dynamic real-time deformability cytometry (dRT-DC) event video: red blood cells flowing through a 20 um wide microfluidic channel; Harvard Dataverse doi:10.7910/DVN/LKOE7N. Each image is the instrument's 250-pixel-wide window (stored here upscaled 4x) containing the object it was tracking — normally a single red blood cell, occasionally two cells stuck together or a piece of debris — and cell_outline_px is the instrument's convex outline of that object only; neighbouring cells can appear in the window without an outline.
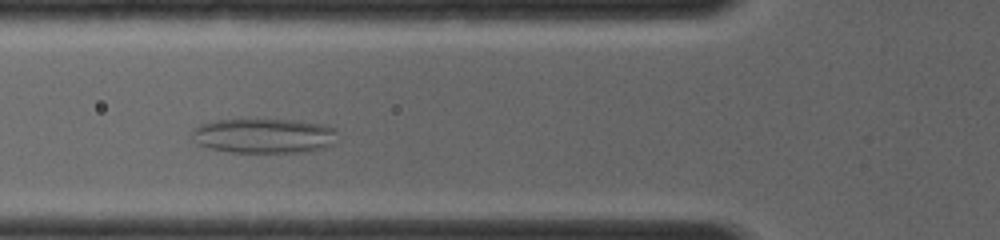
{"species": "common noctule bat (a hibernating species)", "species_latin": "Nyctalus noctula", "temperature_condition": "room temperature", "stored_images_in_passage": 4, "camera_frame_rate_fps": 4000, "um_per_image_px": 0.085, "animal": {"sex": "female", "body_mass_g": 19.0, "forearm_length_mm": 56.7}, "frame": {"image": 1, "passage_image": 3, "time_ms": 1.5, "image_size_px": [1000, 240], "cell_outline_px": [[336, 132], [332, 144], [324, 148], [312, 152], [228, 152], [196, 144], [192, 136], [192, 128], [200, 124], [212, 120], [240, 116], [256, 116], [296, 120], [324, 124], [336, 128]], "centroid_in_image_um": [22.38, 11.47], "position_along_channel_um": 103.4, "area_um2": 31.1}}